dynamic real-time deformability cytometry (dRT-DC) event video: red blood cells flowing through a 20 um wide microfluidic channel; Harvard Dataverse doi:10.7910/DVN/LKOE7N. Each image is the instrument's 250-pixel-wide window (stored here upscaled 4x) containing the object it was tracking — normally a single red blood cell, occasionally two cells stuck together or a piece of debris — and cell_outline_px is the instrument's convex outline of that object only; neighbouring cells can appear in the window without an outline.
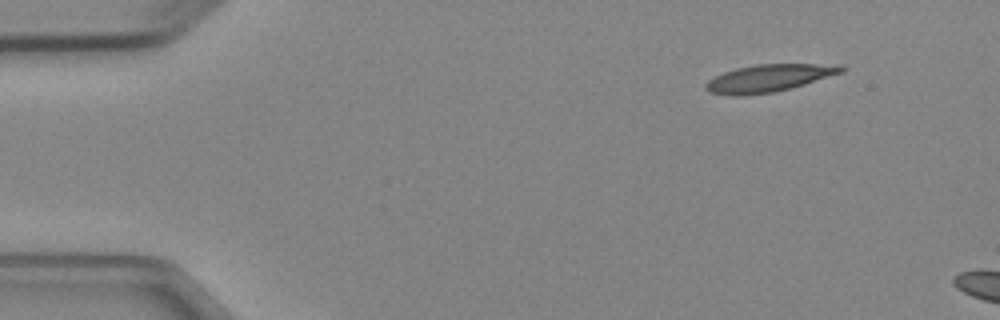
{"species": "Egyptian fruit bat (a non-hibernating species)", "species_latin": "Rousettus aegyptiacus", "temperature_condition": "cold", "stored_images_in_passage": 3, "camera_frame_rate_fps": 3000, "um_per_image_px": 0.085, "animal": {"sex": "female"}, "frame": {"image": 1, "passage_image": 1, "time_ms": 0.0, "image_size_px": [1000, 320], "cell_outline_px": [[848, 68], [844, 72], [804, 84], [772, 92], [740, 96], [728, 96], [708, 92], [704, 88], [704, 84], [708, 80], [724, 72], [736, 68], [756, 64], [844, 64]], "centroid_in_image_um": [65.36, 6.63], "position_along_channel_um": 19.6, "area_um2": 21.79}}